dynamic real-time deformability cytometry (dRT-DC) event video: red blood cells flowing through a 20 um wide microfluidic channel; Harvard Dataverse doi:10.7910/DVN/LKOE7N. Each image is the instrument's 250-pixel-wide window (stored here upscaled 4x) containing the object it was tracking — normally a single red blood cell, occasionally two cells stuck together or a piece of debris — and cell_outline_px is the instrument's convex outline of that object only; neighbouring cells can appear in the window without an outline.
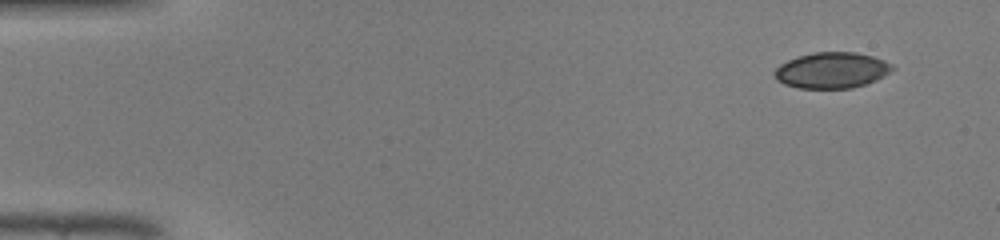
{"species": "common noctule bat (a hibernating species)", "species_latin": "Nyctalus noctula", "temperature_condition": "warm", "stored_images_in_passage": 46, "segment_of_instrument_passage": [1, 2], "camera_frame_rate_fps": 3000, "um_per_image_px": 0.085, "animal": {"sex": "male", "body_mass_g": 19.0, "forearm_length_mm": 50.8}, "frame": {"image": 1, "passage_image": 1, "time_ms": 0.0, "image_size_px": [1000, 240], "cell_outline_px": [[896, 68], [876, 80], [852, 88], [800, 88], [784, 84], [776, 80], [772, 72], [780, 64], [788, 60], [800, 56], [816, 52], [856, 52], [872, 56], [884, 60], [892, 64]], "centroid_in_image_um": [70.69, 5.97], "position_along_channel_um": 14.3, "area_um2": 24.62}}
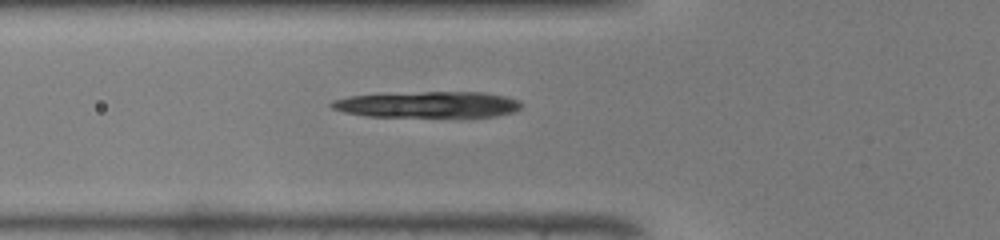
{"frame": {"image": 2, "passage_image": 15, "time_ms": 4.667, "image_size_px": [1000, 240], "cell_outline_px": [[520, 108], [512, 112], [496, 116], [368, 116], [344, 112], [332, 108], [328, 104], [332, 100], [348, 96], [424, 92], [484, 92], [508, 96], [520, 100]], "centroid_in_image_um": [36.38, 8.88], "position_along_channel_um": 89.4, "area_um2": 28.61}}
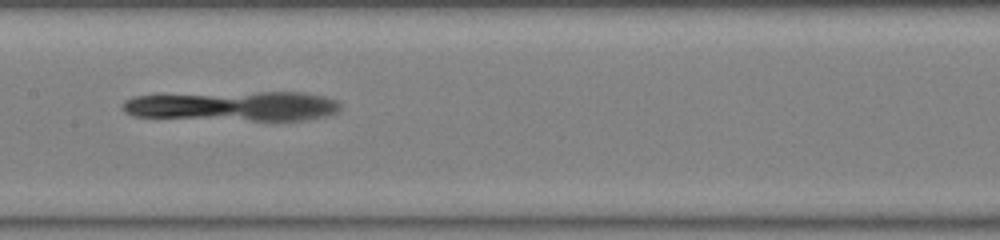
{"frame": {"image": 3, "passage_image": 22, "time_ms": 7.0, "image_size_px": [1000, 240], "cell_outline_px": [[340, 108], [336, 112], [324, 116], [300, 120], [252, 120], [132, 116], [124, 112], [120, 108], [124, 100], [132, 96], [160, 92], [304, 92], [324, 96], [336, 100], [340, 104]], "centroid_in_image_um": [19.67, 8.97], "position_along_channel_um": 187.7, "area_um2": 38.78}}